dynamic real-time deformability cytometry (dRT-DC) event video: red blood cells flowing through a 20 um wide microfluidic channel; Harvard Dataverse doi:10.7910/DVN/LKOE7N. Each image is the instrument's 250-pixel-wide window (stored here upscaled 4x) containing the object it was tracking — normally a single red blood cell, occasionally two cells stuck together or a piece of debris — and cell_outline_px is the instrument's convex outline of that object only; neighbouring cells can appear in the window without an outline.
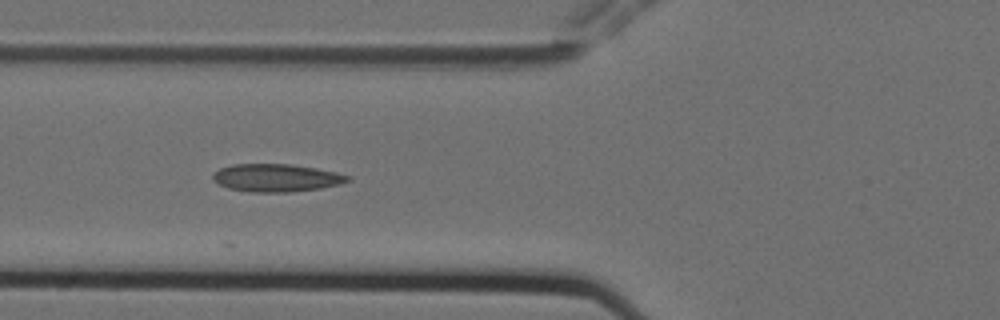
{"species": "Egyptian fruit bat (a non-hibernating species)", "species_latin": "Rousettus aegyptiacus", "temperature_condition": "cold", "stored_images_in_passage": 6, "camera_frame_rate_fps": 3000, "um_per_image_px": 0.085, "animal": {"sex": "female"}, "frame": {"image": 1, "passage_image": 5, "time_ms": 1.333, "image_size_px": [1000, 320], "cell_outline_px": [[352, 180], [340, 184], [320, 188], [292, 192], [248, 192], [228, 188], [212, 180], [212, 176], [220, 168], [232, 164], [288, 164], [316, 168], [336, 172], [352, 176]], "centroid_in_image_um": [23.51, 15.12], "position_along_channel_um": 102.3, "area_um2": 21.91}}
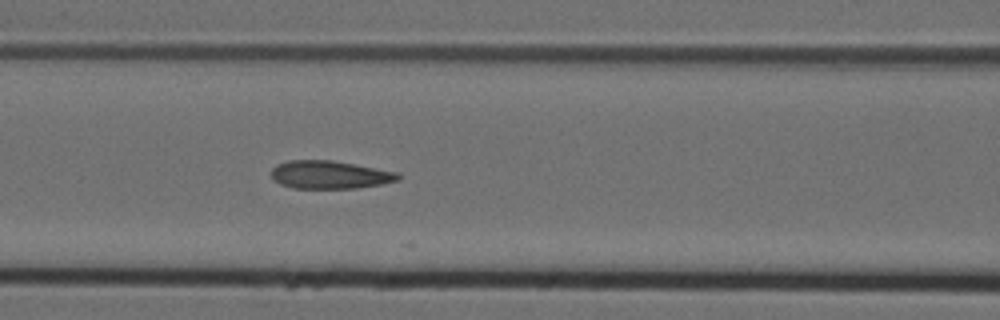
{"frame": {"image": 2, "passage_image": 6, "time_ms": 1.667, "image_size_px": [1000, 320], "cell_outline_px": [[400, 180], [380, 184], [356, 188], [292, 188], [280, 184], [272, 180], [272, 168], [276, 164], [288, 160], [332, 160], [396, 172], [400, 176]], "centroid_in_image_um": [27.97, 14.85], "position_along_channel_um": 138.6, "area_um2": 20.63}}